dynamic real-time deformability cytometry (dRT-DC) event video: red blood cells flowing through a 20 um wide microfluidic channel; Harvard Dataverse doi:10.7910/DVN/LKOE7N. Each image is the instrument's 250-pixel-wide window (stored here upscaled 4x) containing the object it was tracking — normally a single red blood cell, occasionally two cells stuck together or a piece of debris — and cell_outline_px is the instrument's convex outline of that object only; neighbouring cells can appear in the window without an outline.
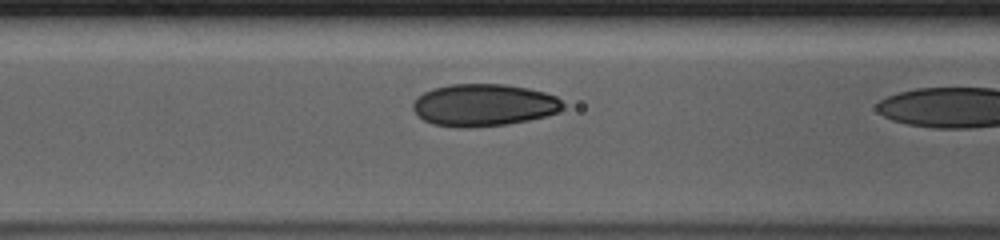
{"species": "human", "species_latin": "Homo sapiens", "temperature_condition": "cold", "stored_images_in_passage": 19, "camera_frame_rate_fps": 3000, "um_per_image_px": 0.085, "donor": {"sex": "male"}, "frame": {"image": 1, "passage_image": 18, "time_ms": 5.667, "image_size_px": [1000, 240], "cell_outline_px": [[564, 108], [560, 112], [528, 120], [504, 124], [468, 128], [456, 128], [432, 124], [416, 116], [412, 108], [412, 104], [416, 96], [432, 88], [448, 84], [504, 84], [528, 88], [544, 92], [556, 96], [564, 104]], "centroid_in_image_um": [41.07, 8.93], "position_along_channel_um": 125.5, "area_um2": 37.28}}